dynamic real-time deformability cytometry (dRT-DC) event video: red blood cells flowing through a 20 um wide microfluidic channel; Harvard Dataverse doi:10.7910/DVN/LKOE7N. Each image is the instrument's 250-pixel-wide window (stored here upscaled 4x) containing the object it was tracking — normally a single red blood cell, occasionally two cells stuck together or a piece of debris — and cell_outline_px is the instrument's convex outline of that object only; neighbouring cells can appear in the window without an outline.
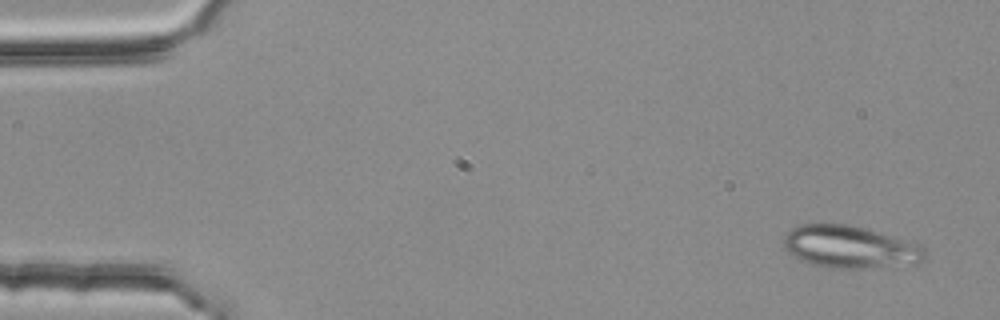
{"species": "common noctule bat (a hibernating species)", "species_latin": "Nyctalus noctula", "temperature_condition": "room temperature", "stored_images_in_passage": 4, "camera_frame_rate_fps": 3000, "um_per_image_px": 0.085, "animal": {"sex": "female", "body_mass_g": 25.1}, "frame": {"image": 1, "passage_image": 1, "time_ms": 0.0, "image_size_px": [1000, 320], "cell_outline_px": [[924, 256], [920, 260], [860, 268], [832, 268], [812, 264], [800, 260], [788, 252], [784, 248], [784, 236], [792, 228], [800, 224], [848, 224], [920, 244], [924, 248]], "centroid_in_image_um": [72.11, 20.96], "position_along_channel_um": 12.9, "area_um2": 33.7}}